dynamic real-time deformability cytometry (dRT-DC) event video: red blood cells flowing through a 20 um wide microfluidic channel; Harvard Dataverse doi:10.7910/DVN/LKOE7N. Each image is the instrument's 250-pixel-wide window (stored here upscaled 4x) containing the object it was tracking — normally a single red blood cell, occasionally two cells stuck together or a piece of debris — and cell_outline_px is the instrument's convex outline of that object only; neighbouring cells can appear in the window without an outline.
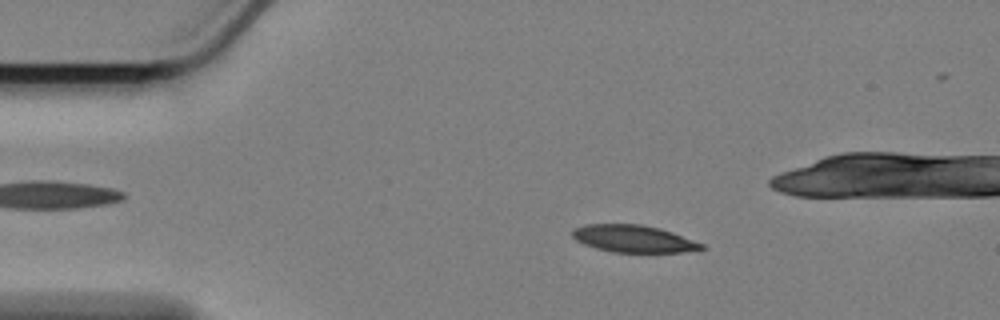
{"species": "Egyptian fruit bat (a non-hibernating species)", "species_latin": "Rousettus aegyptiacus", "temperature_condition": "cold", "stored_images_in_passage": 59, "camera_frame_rate_fps": 3000, "um_per_image_px": 0.085, "animal": {"sex": "female"}, "frame": {"image": 1, "passage_image": 10, "time_ms": 3.0, "image_size_px": [1000, 320], "cell_outline_px": [[704, 248], [680, 252], [612, 252], [596, 248], [584, 244], [576, 240], [572, 236], [572, 228], [584, 224], [640, 224], [660, 228], [672, 232], [704, 244]], "centroid_in_image_um": [53.79, 20.28], "position_along_channel_um": 31.2, "area_um2": 20.4}}
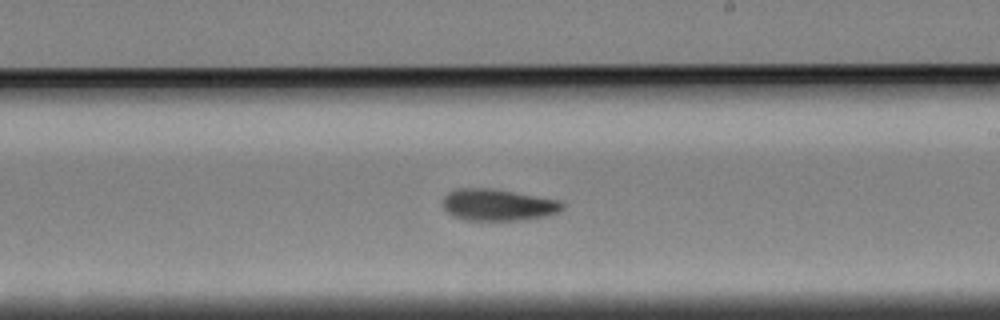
{"frame": {"image": 2, "passage_image": 33, "time_ms": 10.667, "image_size_px": [1000, 320], "cell_outline_px": [[564, 208], [556, 212], [544, 216], [524, 220], [464, 220], [452, 216], [444, 208], [444, 196], [448, 192], [456, 188], [492, 188], [560, 200], [564, 204]], "centroid_in_image_um": [42.31, 17.41], "position_along_channel_um": 246.7, "area_um2": 22.08}}
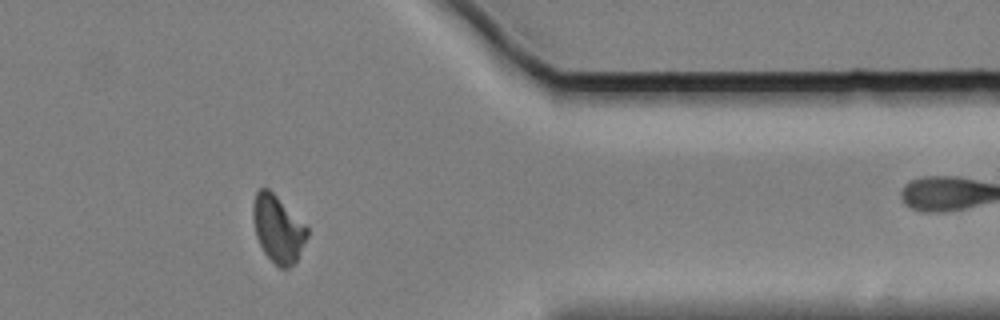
{"frame": {"image": 3, "passage_image": 47, "time_ms": 15.333, "image_size_px": [1000, 320], "cell_outline_px": [[308, 236], [296, 260], [288, 268], [280, 268], [264, 252], [256, 236], [252, 216], [252, 204], [256, 192], [260, 188], [268, 188], [308, 228]], "centroid_in_image_um": [23.6, 19.44], "position_along_channel_um": 387.8, "area_um2": 20.75}, "authors_computed_cell_mechanics": {"area_um2": 21.6172, "velocity_mm_per_s": 3.3872, "shape_relaxation_time_tau1_ms": 11.0797, "shape_relaxation_time_tau2_ms": 11.1361, "deformation_change_tau1": 0.2105, "deformation_change_tau2": 0.1697}}